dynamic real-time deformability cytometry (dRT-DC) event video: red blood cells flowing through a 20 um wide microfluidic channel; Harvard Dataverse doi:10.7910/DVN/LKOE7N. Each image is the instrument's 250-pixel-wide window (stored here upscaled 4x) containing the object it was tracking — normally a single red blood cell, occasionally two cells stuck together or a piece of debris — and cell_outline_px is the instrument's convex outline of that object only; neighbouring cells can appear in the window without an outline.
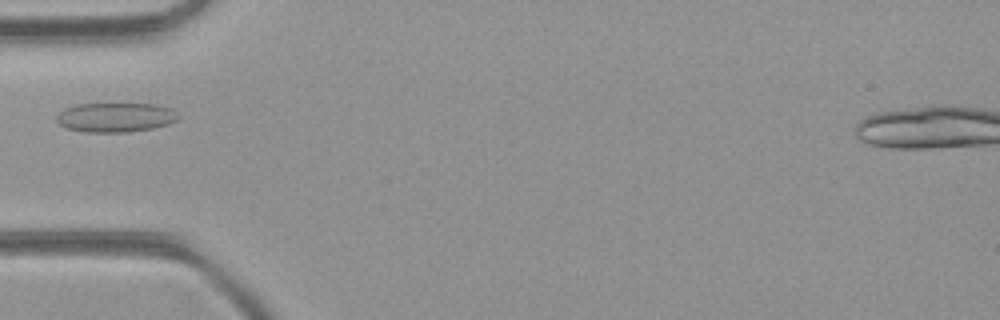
{"species": "common noctule bat (a hibernating species)", "species_latin": "Nyctalus noctula", "temperature_condition": "room temperature", "stored_images_in_passage": 5, "camera_frame_rate_fps": 3000, "um_per_image_px": 0.085, "animal": {"sex": "female", "body_mass_g": 21.9}, "frame": {"image": 1, "passage_image": 4, "time_ms": 1.0, "image_size_px": [1000, 320], "cell_outline_px": [[180, 116], [176, 120], [168, 124], [152, 128], [128, 132], [88, 132], [64, 128], [56, 120], [56, 116], [64, 108], [76, 104], [156, 104], [172, 108]], "centroid_in_image_um": [9.81, 9.97], "position_along_channel_um": 75.2, "area_um2": 20.92}}
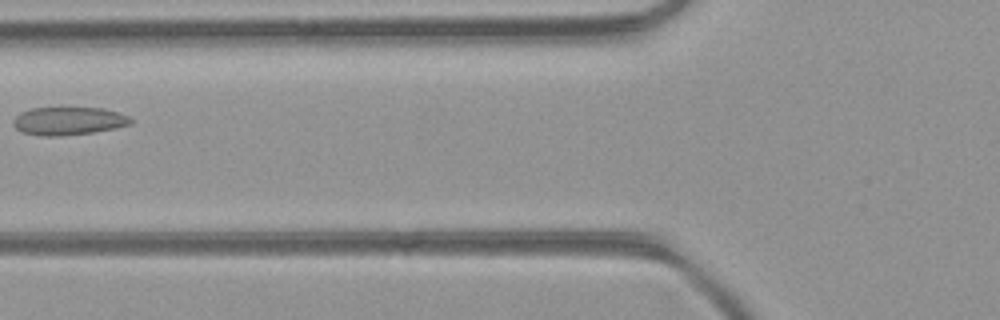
{"frame": {"image": 2, "passage_image": 5, "time_ms": 1.333, "image_size_px": [1000, 320], "cell_outline_px": [[132, 124], [116, 128], [92, 132], [60, 136], [44, 136], [20, 132], [12, 124], [12, 120], [20, 112], [32, 108], [68, 104], [104, 108], [120, 112], [128, 116], [132, 120]], "centroid_in_image_um": [5.82, 10.22], "position_along_channel_um": 120.0, "area_um2": 20.35}}